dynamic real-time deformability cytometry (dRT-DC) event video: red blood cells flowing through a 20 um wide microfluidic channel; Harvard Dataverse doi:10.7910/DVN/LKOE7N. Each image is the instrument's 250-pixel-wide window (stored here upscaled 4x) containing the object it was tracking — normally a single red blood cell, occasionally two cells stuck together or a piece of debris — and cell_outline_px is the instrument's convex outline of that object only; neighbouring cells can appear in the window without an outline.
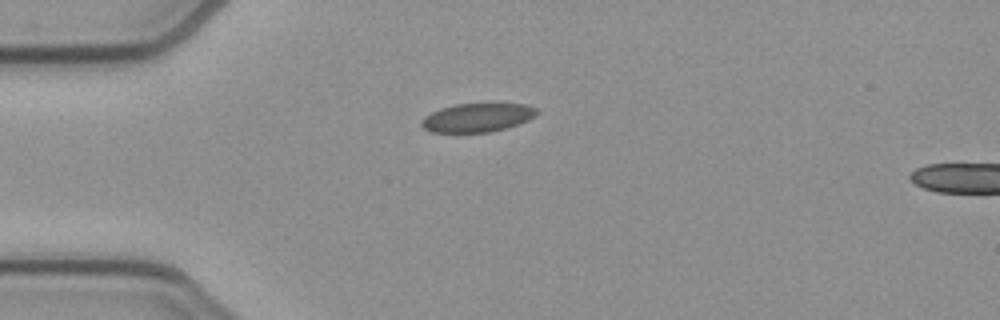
{"species": "common noctule bat (a hibernating species)", "species_latin": "Nyctalus noctula", "temperature_condition": "cold", "stored_images_in_passage": 36, "camera_frame_rate_fps": 3000, "um_per_image_px": 0.085, "animal": {"sex": "female", "body_mass_g": 21.9}, "frame": {"image": 1, "passage_image": 1, "time_ms": 0.0, "image_size_px": [1000, 320], "cell_outline_px": [[540, 112], [536, 116], [528, 120], [504, 128], [488, 132], [432, 132], [424, 128], [420, 124], [420, 120], [424, 116], [440, 108], [456, 104], [488, 100], [492, 100], [524, 104], [536, 108]], "centroid_in_image_um": [40.61, 9.92], "position_along_channel_um": 44.4, "area_um2": 20.17}}
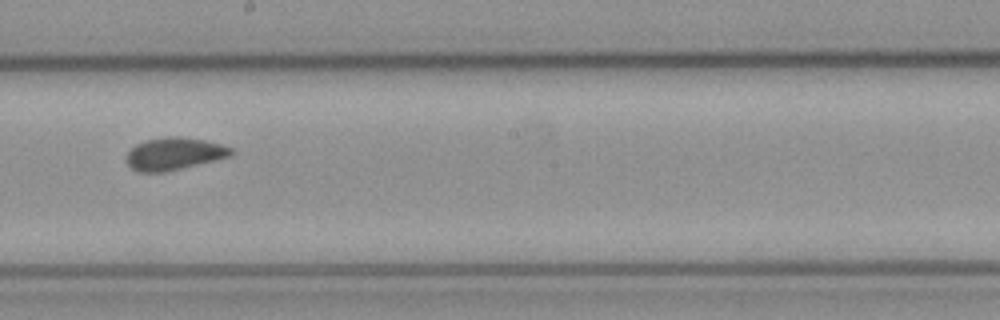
{"frame": {"image": 2, "passage_image": 17, "time_ms": 5.333, "image_size_px": [1000, 320], "cell_outline_px": [[236, 152], [232, 156], [216, 160], [164, 172], [136, 172], [128, 164], [128, 152], [136, 144], [148, 140], [168, 136], [180, 136], [204, 140], [220, 144], [232, 148]], "centroid_in_image_um": [14.85, 13.07], "position_along_channel_um": 233.3, "area_um2": 19.65}}
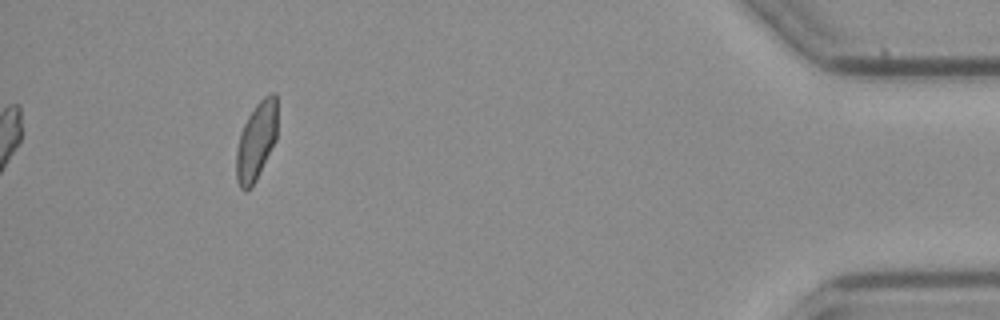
{"frame": {"image": 3, "passage_image": 36, "time_ms": 11.667, "image_size_px": [1000, 320], "cell_outline_px": [[276, 140], [252, 188], [244, 192], [240, 188], [236, 180], [236, 152], [240, 132], [248, 116], [256, 104], [264, 96], [272, 92], [276, 92]], "centroid_in_image_um": [21.77, 12.02], "position_along_channel_um": 413.4, "area_um2": 18.73}}